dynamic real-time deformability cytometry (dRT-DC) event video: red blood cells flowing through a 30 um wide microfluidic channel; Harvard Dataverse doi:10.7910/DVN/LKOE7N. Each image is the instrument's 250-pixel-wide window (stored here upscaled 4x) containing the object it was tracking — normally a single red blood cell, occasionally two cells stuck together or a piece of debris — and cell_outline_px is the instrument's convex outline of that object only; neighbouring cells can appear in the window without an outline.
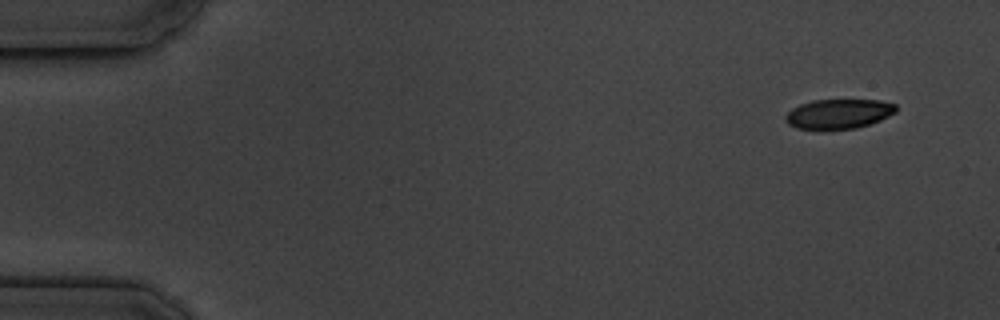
{"species": "common noctule bat (a hibernating species)", "species_latin": "Nyctalus noctula", "temperature_condition": "cold", "stored_images_in_passage": 6, "camera_frame_rate_fps": 3000, "um_per_image_px": 0.085, "animal": {"sex": "male", "body_mass_g": 19.5, "forearm_length_mm": 54.6}, "frame": {"image": 1, "passage_image": 1, "time_ms": 0.0, "image_size_px": [1000, 320], "cell_outline_px": [[896, 112], [880, 120], [856, 128], [796, 128], [788, 124], [784, 120], [784, 116], [792, 108], [800, 104], [812, 100], [880, 100], [896, 104]], "centroid_in_image_um": [71.27, 9.66], "position_along_channel_um": 13.7, "area_um2": 18.84}}
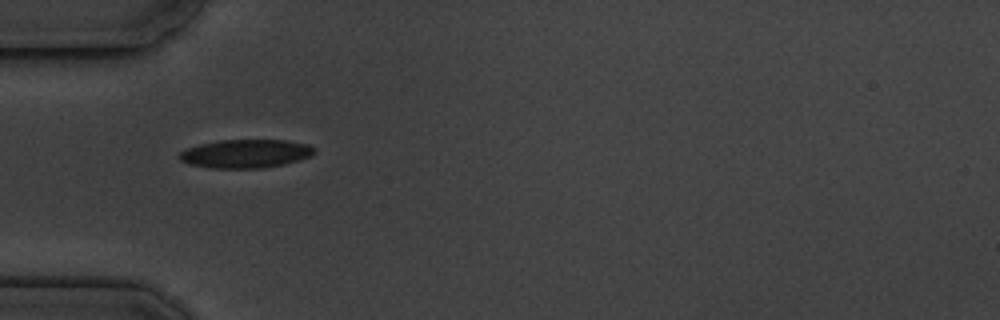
{"frame": {"image": 2, "passage_image": 5, "time_ms": 4.667, "image_size_px": [1000, 320], "cell_outline_px": [[316, 152], [312, 156], [300, 160], [284, 164], [264, 168], [208, 168], [188, 164], [180, 160], [180, 152], [188, 148], [200, 144], [220, 140], [284, 140], [308, 144], [316, 148]], "centroid_in_image_um": [20.92, 13.07], "position_along_channel_um": 64.1, "area_um2": 22.54}}